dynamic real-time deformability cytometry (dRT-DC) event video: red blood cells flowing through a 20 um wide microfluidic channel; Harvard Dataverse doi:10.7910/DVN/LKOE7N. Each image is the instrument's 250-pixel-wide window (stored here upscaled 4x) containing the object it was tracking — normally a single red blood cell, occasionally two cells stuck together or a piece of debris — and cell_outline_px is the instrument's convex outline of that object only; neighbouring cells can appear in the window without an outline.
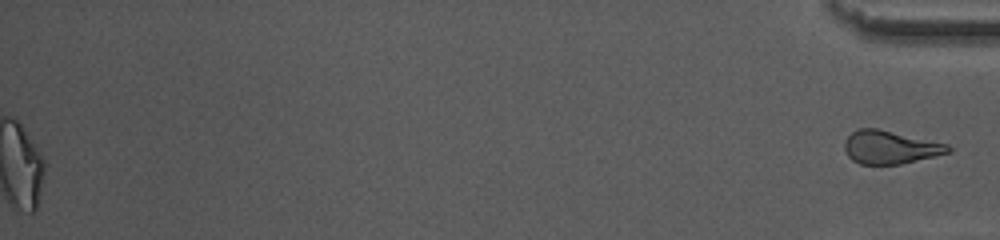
{"species": "common noctule bat (a hibernating species)", "species_latin": "Nyctalus noctula", "temperature_condition": "warm", "stored_images_in_passage": 38, "segment_of_instrument_passage": [2, 2], "camera_frame_rate_fps": 3000, "um_per_image_px": 0.085, "animal": {"sex": "female", "body_mass_g": 10.0, "forearm_length_mm": 53.1}, "frame": {"image": 1, "passage_image": 38, "time_ms": 12.333, "image_size_px": [1000, 240], "cell_outline_px": [[952, 152], [900, 164], [860, 164], [852, 160], [848, 156], [844, 148], [844, 140], [852, 132], [860, 128], [876, 128], [948, 144], [952, 148]], "centroid_in_image_um": [75.66, 12.52], "position_along_channel_um": 359.5, "area_um2": 19.94}}